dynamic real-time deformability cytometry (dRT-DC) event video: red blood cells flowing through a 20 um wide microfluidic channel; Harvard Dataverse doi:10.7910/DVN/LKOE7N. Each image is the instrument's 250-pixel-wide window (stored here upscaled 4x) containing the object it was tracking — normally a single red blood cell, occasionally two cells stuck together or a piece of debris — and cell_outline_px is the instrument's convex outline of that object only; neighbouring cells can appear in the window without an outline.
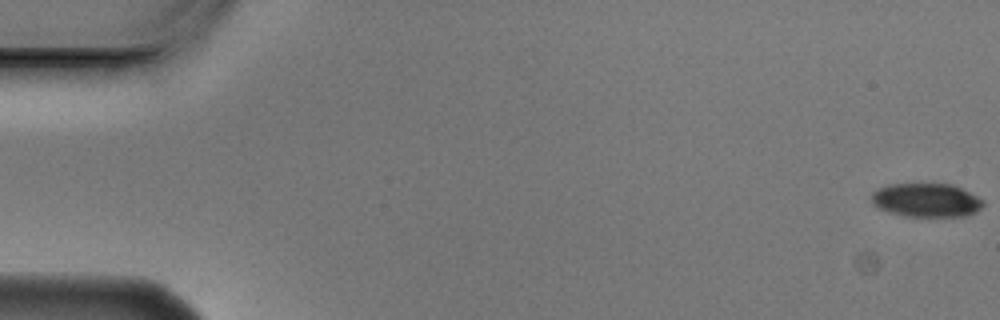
{"species": "Egyptian fruit bat (a non-hibernating species)", "species_latin": "Rousettus aegyptiacus", "temperature_condition": "cold", "stored_images_in_passage": 6, "camera_frame_rate_fps": 3000, "um_per_image_px": 0.085, "animal": {"sex": "male"}, "frame": {"image": 1, "passage_image": 1, "time_ms": 0.0, "image_size_px": [1000, 320], "cell_outline_px": [[984, 204], [976, 212], [964, 216], [904, 216], [888, 212], [876, 208], [872, 204], [872, 192], [888, 184], [952, 184], [984, 200]], "centroid_in_image_um": [78.71, 17.02], "position_along_channel_um": 6.3, "area_um2": 21.91}}
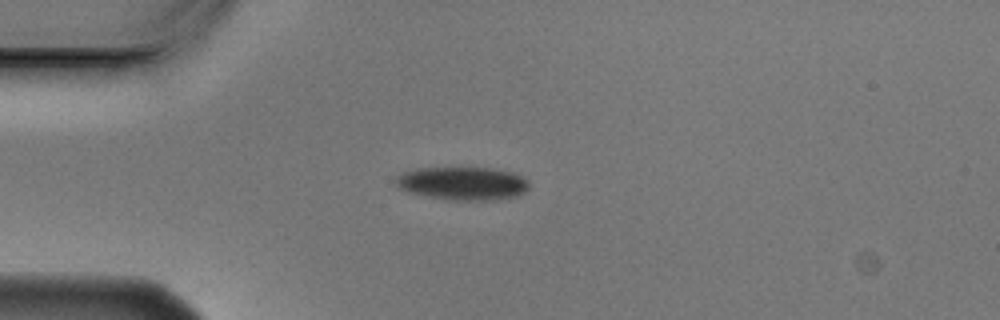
{"frame": {"image": 2, "passage_image": 5, "time_ms": 1.333, "image_size_px": [1000, 320], "cell_outline_px": [[528, 188], [520, 196], [492, 200], [452, 200], [428, 196], [408, 192], [396, 188], [396, 176], [404, 172], [416, 168], [492, 168], [512, 172], [528, 180]], "centroid_in_image_um": [39.32, 15.59], "position_along_channel_um": 45.7, "area_um2": 25.84}}
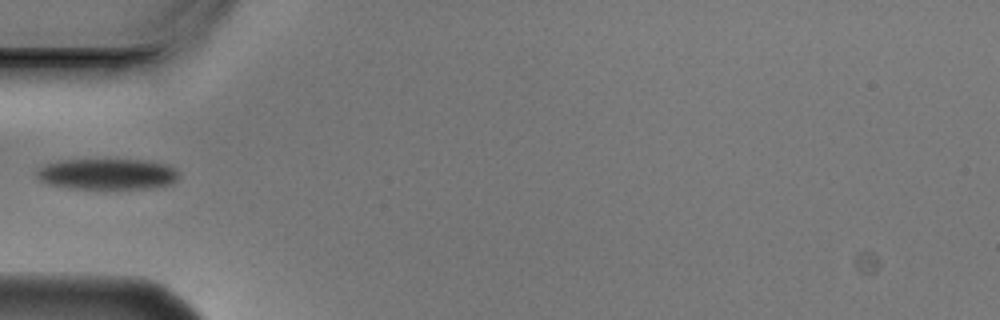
{"frame": {"image": 3, "passage_image": 6, "time_ms": 1.667, "image_size_px": [1000, 320], "cell_outline_px": [[180, 176], [172, 184], [148, 188], [68, 188], [48, 184], [40, 180], [36, 176], [36, 172], [44, 164], [60, 160], [148, 160], [168, 164], [176, 168], [180, 172]], "centroid_in_image_um": [9.16, 14.79], "position_along_channel_um": 75.8, "area_um2": 25.78}}